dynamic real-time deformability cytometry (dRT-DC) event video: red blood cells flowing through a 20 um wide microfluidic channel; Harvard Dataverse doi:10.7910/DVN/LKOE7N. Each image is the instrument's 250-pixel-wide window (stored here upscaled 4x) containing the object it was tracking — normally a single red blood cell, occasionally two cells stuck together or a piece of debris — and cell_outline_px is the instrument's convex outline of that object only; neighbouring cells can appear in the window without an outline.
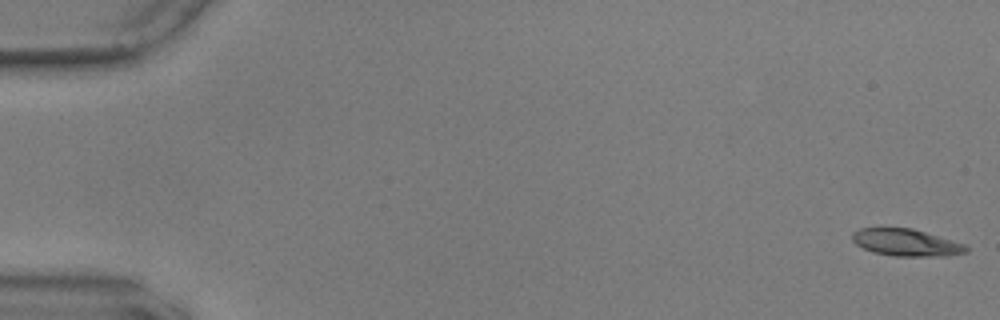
{"species": "common noctule bat (a hibernating species)", "species_latin": "Nyctalus noctula", "temperature_condition": "warm", "stored_images_in_passage": 56, "camera_frame_rate_fps": 3000, "um_per_image_px": 0.085, "animal": {"sex": "male", "body_mass_g": 17.9, "forearm_length_mm": 54.2}, "frame": {"image": 1, "passage_image": 1, "time_ms": 0.0, "image_size_px": [1000, 320], "cell_outline_px": [[968, 252], [944, 256], [896, 256], [872, 252], [856, 244], [852, 240], [852, 232], [860, 228], [912, 228], [964, 244], [968, 248]], "centroid_in_image_um": [77.0, 20.62], "position_along_channel_um": 8.0, "area_um2": 17.8}}
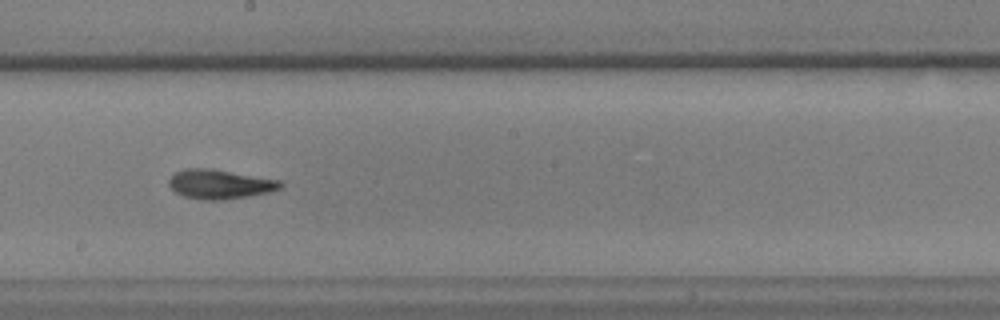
{"frame": {"image": 2, "passage_image": 32, "time_ms": 10.333, "image_size_px": [1000, 320], "cell_outline_px": [[284, 184], [280, 188], [268, 192], [248, 196], [224, 200], [200, 200], [184, 196], [176, 192], [168, 184], [168, 180], [176, 172], [184, 168], [212, 168], [280, 180]], "centroid_in_image_um": [18.68, 15.65], "position_along_channel_um": 229.5, "area_um2": 19.13}}
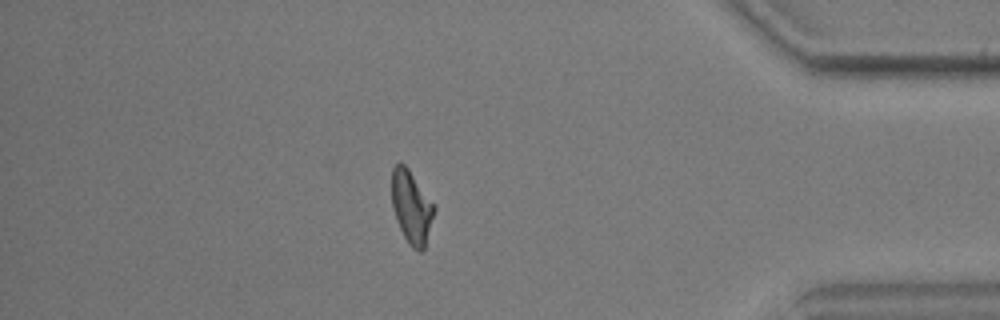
{"frame": {"image": 3, "passage_image": 49, "time_ms": 16.0, "image_size_px": [1000, 320], "cell_outline_px": [[436, 208], [424, 248], [420, 252], [412, 248], [408, 244], [396, 220], [392, 208], [392, 168], [400, 160], [408, 168]], "centroid_in_image_um": [34.96, 17.59], "position_along_channel_um": 400.2, "area_um2": 17.86}, "authors_computed_cell_mechanics": {"area_um2": 18.3226, "velocity_mm_per_s": 3.5934, "shape_relaxation_time_tau1_ms": 4.2728, "shape_relaxation_time_tau2_ms": 1.3416, "deformation_change_tau1": 0.1676, "deformation_change_tau2": 0.0798}}